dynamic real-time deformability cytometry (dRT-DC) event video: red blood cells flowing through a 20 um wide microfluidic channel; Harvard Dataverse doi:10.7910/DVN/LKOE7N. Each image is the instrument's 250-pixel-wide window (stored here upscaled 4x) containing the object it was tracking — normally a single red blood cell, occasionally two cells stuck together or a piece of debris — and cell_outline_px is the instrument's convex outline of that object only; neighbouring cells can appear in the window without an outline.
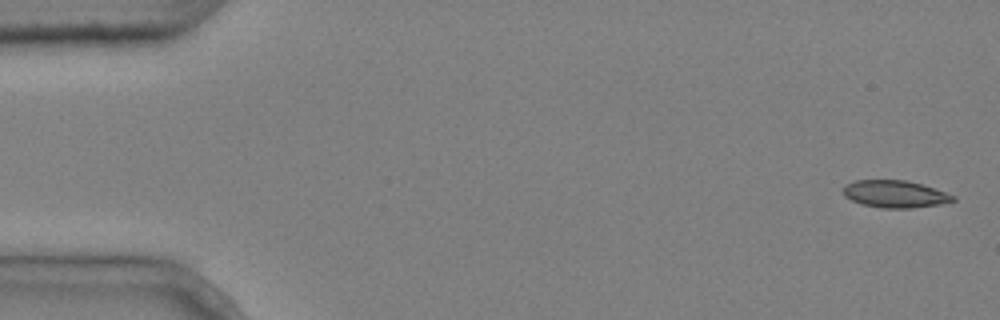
{"species": "common noctule bat (a hibernating species)", "species_latin": "Nyctalus noctula", "temperature_condition": "cold", "stored_images_in_passage": 5, "camera_frame_rate_fps": 3000, "um_per_image_px": 0.085, "animal": {"sex": "male", "body_mass_g": 20.4}, "frame": {"image": 1, "passage_image": 1, "time_ms": 0.0, "image_size_px": [1000, 320], "cell_outline_px": [[956, 200], [940, 204], [912, 208], [884, 208], [860, 204], [844, 196], [844, 188], [848, 184], [856, 180], [908, 180], [956, 196]], "centroid_in_image_um": [76.08, 16.5], "position_along_channel_um": 8.9, "area_um2": 17.22}}
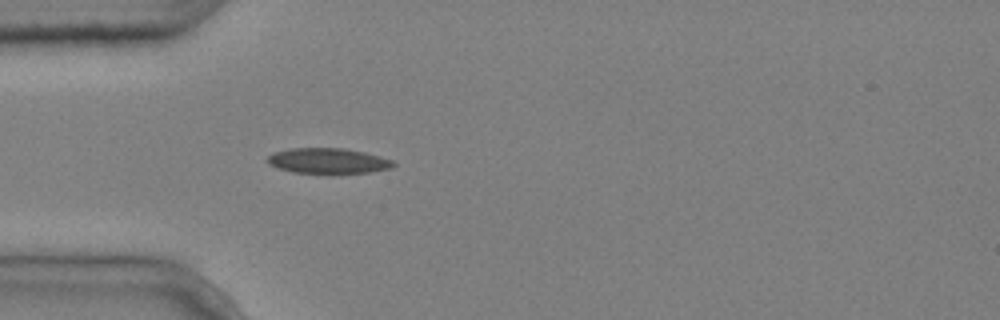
{"frame": {"image": 2, "passage_image": 5, "time_ms": 1.333, "image_size_px": [1000, 320], "cell_outline_px": [[396, 164], [392, 168], [368, 172], [292, 172], [276, 168], [268, 164], [264, 160], [272, 152], [288, 148], [344, 148], [364, 152], [380, 156], [392, 160]], "centroid_in_image_um": [27.82, 13.65], "position_along_channel_um": 57.2, "area_um2": 18.55}}